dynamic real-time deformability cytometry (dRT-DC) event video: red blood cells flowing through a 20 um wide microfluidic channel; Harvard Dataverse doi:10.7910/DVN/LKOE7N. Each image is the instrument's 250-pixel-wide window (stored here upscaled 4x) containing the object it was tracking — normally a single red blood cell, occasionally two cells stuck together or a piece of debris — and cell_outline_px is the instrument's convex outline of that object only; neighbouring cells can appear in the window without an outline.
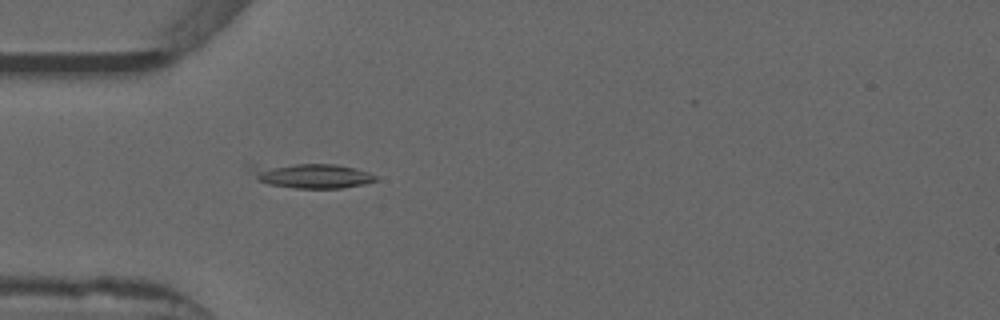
{"species": "common noctule bat (a hibernating species)", "species_latin": "Nyctalus noctula", "temperature_condition": "warm", "stored_images_in_passage": 45, "camera_frame_rate_fps": 3000, "um_per_image_px": 0.085, "animal": {"sex": "male", "forearm_length_mm": 52.5}, "frame": {"image": 1, "passage_image": 8, "time_ms": 2.333, "image_size_px": [1000, 320], "cell_outline_px": [[376, 180], [364, 184], [340, 188], [296, 188], [268, 184], [256, 180], [248, 168], [248, 164], [336, 164], [356, 168], [368, 172], [376, 176]], "centroid_in_image_um": [26.39, 14.92], "position_along_channel_um": 58.6, "area_um2": 18.21}}
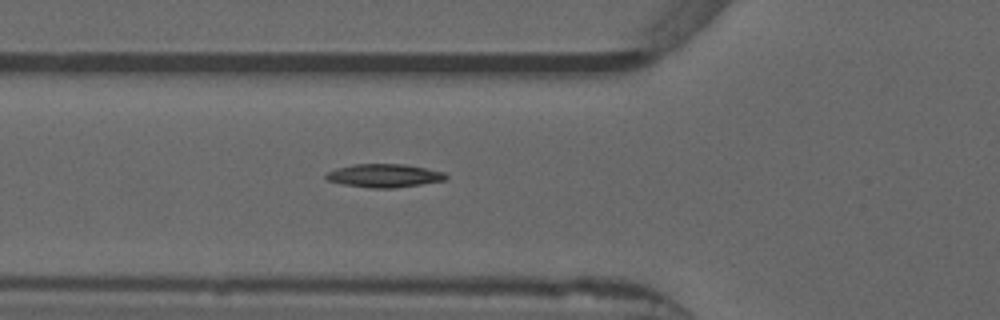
{"frame": {"image": 2, "passage_image": 11, "time_ms": 3.333, "image_size_px": [1000, 320], "cell_outline_px": [[448, 176], [444, 180], [396, 188], [372, 188], [344, 184], [328, 180], [324, 176], [328, 172], [336, 168], [352, 164], [404, 164], [444, 172]], "centroid_in_image_um": [32.64, 14.92], "position_along_channel_um": 93.2, "area_um2": 16.13}}
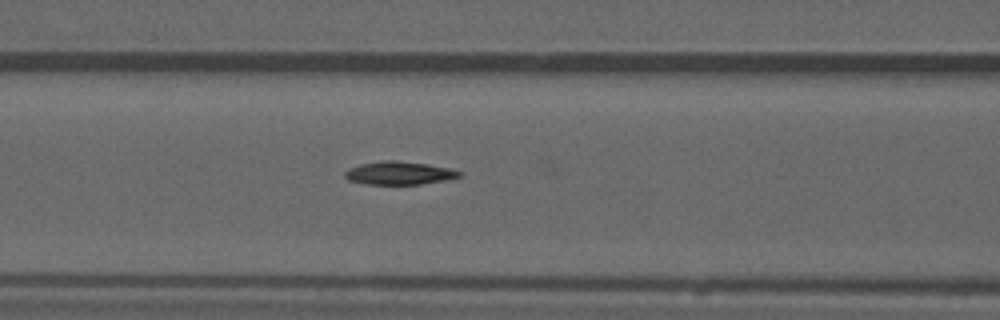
{"frame": {"image": 3, "passage_image": 14, "time_ms": 4.333, "image_size_px": [1000, 320], "cell_outline_px": [[460, 176], [444, 180], [420, 184], [368, 184], [348, 180], [344, 176], [344, 172], [348, 168], [360, 164], [380, 160], [396, 160], [428, 164], [448, 168], [460, 172]], "centroid_in_image_um": [33.86, 14.7], "position_along_channel_um": 132.7, "area_um2": 15.32}}